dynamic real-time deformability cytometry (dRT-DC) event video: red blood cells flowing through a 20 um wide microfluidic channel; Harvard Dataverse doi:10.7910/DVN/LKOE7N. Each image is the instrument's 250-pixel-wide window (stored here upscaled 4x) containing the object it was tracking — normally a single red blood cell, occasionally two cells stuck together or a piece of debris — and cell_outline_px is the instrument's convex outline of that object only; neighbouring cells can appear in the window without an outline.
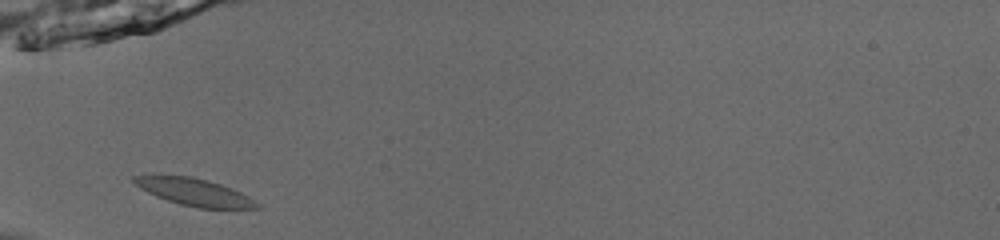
{"species": "common noctule bat (a hibernating species)", "species_latin": "Nyctalus noctula", "temperature_condition": "room temperature", "stored_images_in_passage": 35, "camera_frame_rate_fps": 3000, "um_per_image_px": 0.085, "animal": {"sex": "male", "body_mass_g": 13.0, "forearm_length_mm": 53.1}, "frame": {"image": 1, "passage_image": 1, "time_ms": 0.0, "image_size_px": [1000, 240], "cell_outline_px": [[260, 208], [196, 208], [180, 204], [156, 196], [140, 188], [132, 180], [132, 176], [152, 172], [188, 176], [220, 184], [232, 188], [248, 196], [260, 204]], "centroid_in_image_um": [16.42, 16.28], "position_along_channel_um": 68.6, "area_um2": 19.83}}
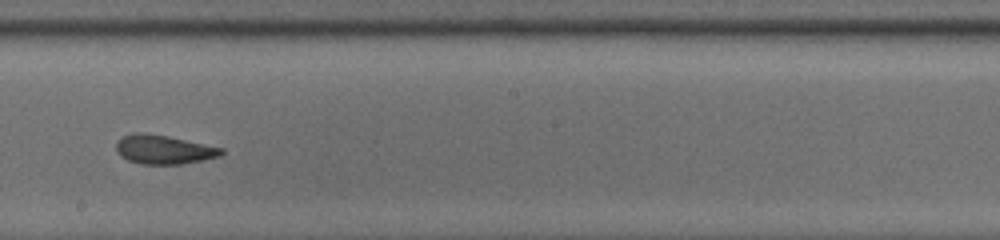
{"frame": {"image": 2, "passage_image": 14, "time_ms": 4.333, "image_size_px": [1000, 240], "cell_outline_px": [[224, 152], [220, 156], [180, 164], [140, 164], [128, 160], [120, 156], [116, 148], [116, 144], [124, 136], [168, 136], [224, 148]], "centroid_in_image_um": [13.99, 12.76], "position_along_channel_um": 234.2, "area_um2": 16.88}}
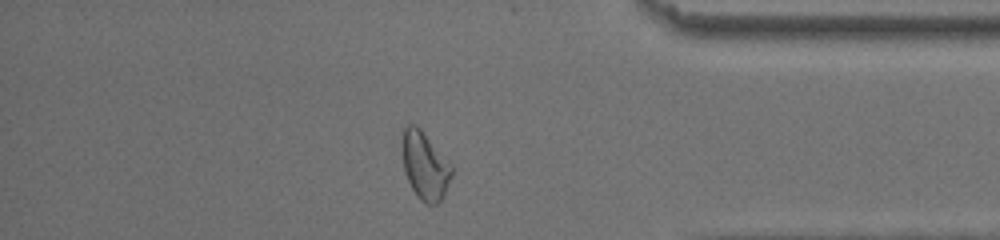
{"frame": {"image": 3, "passage_image": 28, "time_ms": 9.0, "image_size_px": [1000, 240], "cell_outline_px": [[452, 176], [444, 196], [436, 204], [428, 204], [420, 200], [416, 196], [404, 172], [400, 148], [400, 144], [404, 128], [408, 124], [416, 124], [420, 128], [452, 164]], "centroid_in_image_um": [36.09, 14.06], "position_along_channel_um": 399.1, "area_um2": 19.94}, "authors_computed_cell_mechanics": {"area_um2": 18.1492, "velocity_mm_per_s": 3.8642, "shape_relaxation_time_tau1_ms": 9.5089, "shape_relaxation_time_tau2_ms": 1.5903, "deformation_change_tau1": 0.2132, "deformation_change_tau2": 0.086}}